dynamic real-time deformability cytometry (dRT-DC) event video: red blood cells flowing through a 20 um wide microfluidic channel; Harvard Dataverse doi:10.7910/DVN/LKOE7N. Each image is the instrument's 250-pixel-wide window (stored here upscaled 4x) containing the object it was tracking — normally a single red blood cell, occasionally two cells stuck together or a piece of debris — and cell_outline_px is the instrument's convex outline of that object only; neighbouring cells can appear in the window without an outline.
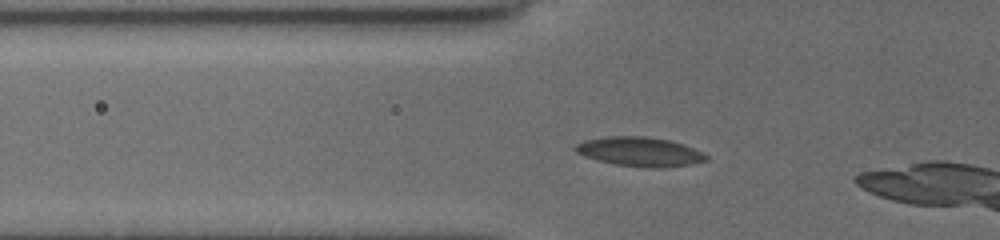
{"species": "common noctule bat (a hibernating species)", "species_latin": "Nyctalus noctula", "temperature_condition": "cold", "stored_images_in_passage": 10, "camera_frame_rate_fps": 3000, "um_per_image_px": 0.085, "animal": {"sex": "female", "body_mass_g": 19.5, "forearm_length_mm": 54.1}, "frame": {"image": 1, "passage_image": 7, "time_ms": 2.0, "image_size_px": [1000, 240], "cell_outline_px": [[708, 160], [692, 164], [664, 168], [644, 168], [616, 164], [584, 156], [576, 152], [572, 148], [576, 144], [584, 140], [608, 136], [644, 136], [668, 140], [684, 144], [704, 152], [708, 156]], "centroid_in_image_um": [54.41, 12.9], "position_along_channel_um": 71.4, "area_um2": 22.48}}